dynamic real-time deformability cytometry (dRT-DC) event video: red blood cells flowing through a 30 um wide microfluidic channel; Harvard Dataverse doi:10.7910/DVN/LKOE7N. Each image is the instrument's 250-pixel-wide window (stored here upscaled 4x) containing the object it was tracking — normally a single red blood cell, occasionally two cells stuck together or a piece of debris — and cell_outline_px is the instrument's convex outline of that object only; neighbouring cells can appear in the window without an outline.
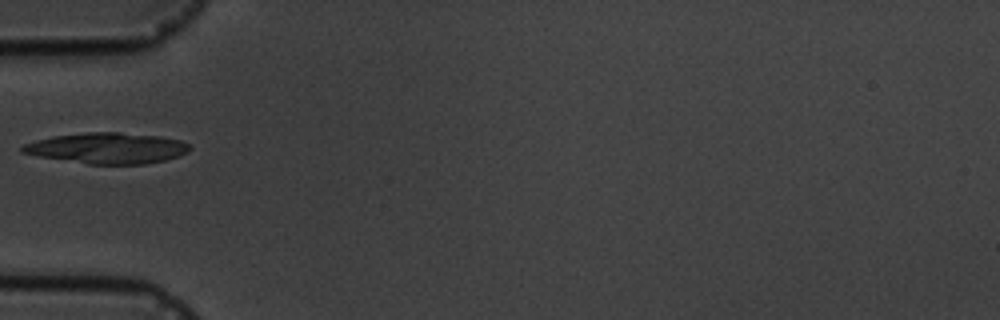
{"species": "common noctule bat (a hibernating species)", "species_latin": "Nyctalus noctula", "temperature_condition": "cold", "stored_images_in_passage": 3, "camera_frame_rate_fps": 3000, "um_per_image_px": 0.085, "animal": {"sex": "male", "body_mass_g": 19.5, "forearm_length_mm": 54.6}, "frame": {"image": 1, "passage_image": 3, "time_ms": 2.333, "image_size_px": [1000, 320], "cell_outline_px": [[192, 148], [188, 152], [180, 156], [164, 160], [144, 164], [88, 164], [40, 156], [20, 152], [20, 148], [24, 144], [36, 140], [52, 136], [88, 132], [120, 132], [160, 136], [180, 140], [188, 144]], "centroid_in_image_um": [9.14, 12.59], "position_along_channel_um": 75.9, "area_um2": 30.06}}